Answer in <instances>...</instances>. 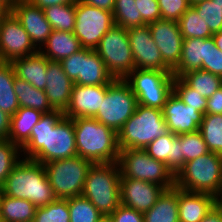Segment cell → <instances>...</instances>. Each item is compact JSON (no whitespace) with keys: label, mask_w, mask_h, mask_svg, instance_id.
<instances>
[{"label":"cell","mask_w":222,"mask_h":222,"mask_svg":"<svg viewBox=\"0 0 222 222\" xmlns=\"http://www.w3.org/2000/svg\"><path fill=\"white\" fill-rule=\"evenodd\" d=\"M21 152L24 159L42 164L77 156L73 119L64 117L60 110L44 113Z\"/></svg>","instance_id":"1"},{"label":"cell","mask_w":222,"mask_h":222,"mask_svg":"<svg viewBox=\"0 0 222 222\" xmlns=\"http://www.w3.org/2000/svg\"><path fill=\"white\" fill-rule=\"evenodd\" d=\"M2 190L4 195L29 200L37 208L57 199L43 164L31 159L21 158L8 175Z\"/></svg>","instance_id":"2"},{"label":"cell","mask_w":222,"mask_h":222,"mask_svg":"<svg viewBox=\"0 0 222 222\" xmlns=\"http://www.w3.org/2000/svg\"><path fill=\"white\" fill-rule=\"evenodd\" d=\"M77 155L97 163L118 161V133L95 118H73Z\"/></svg>","instance_id":"3"},{"label":"cell","mask_w":222,"mask_h":222,"mask_svg":"<svg viewBox=\"0 0 222 222\" xmlns=\"http://www.w3.org/2000/svg\"><path fill=\"white\" fill-rule=\"evenodd\" d=\"M120 178L117 162L92 164L87 172L82 196L105 218L120 205Z\"/></svg>","instance_id":"4"},{"label":"cell","mask_w":222,"mask_h":222,"mask_svg":"<svg viewBox=\"0 0 222 222\" xmlns=\"http://www.w3.org/2000/svg\"><path fill=\"white\" fill-rule=\"evenodd\" d=\"M222 186V155L208 152L186 162L175 175V187L216 196Z\"/></svg>","instance_id":"5"},{"label":"cell","mask_w":222,"mask_h":222,"mask_svg":"<svg viewBox=\"0 0 222 222\" xmlns=\"http://www.w3.org/2000/svg\"><path fill=\"white\" fill-rule=\"evenodd\" d=\"M168 132L162 110L137 104L134 114L118 132V145L120 150L145 149Z\"/></svg>","instance_id":"6"},{"label":"cell","mask_w":222,"mask_h":222,"mask_svg":"<svg viewBox=\"0 0 222 222\" xmlns=\"http://www.w3.org/2000/svg\"><path fill=\"white\" fill-rule=\"evenodd\" d=\"M92 162L80 156L43 164L49 184L57 199L81 196Z\"/></svg>","instance_id":"7"},{"label":"cell","mask_w":222,"mask_h":222,"mask_svg":"<svg viewBox=\"0 0 222 222\" xmlns=\"http://www.w3.org/2000/svg\"><path fill=\"white\" fill-rule=\"evenodd\" d=\"M121 176L152 182L166 190L175 187V175L165 163L153 159L145 149H123L117 161Z\"/></svg>","instance_id":"8"},{"label":"cell","mask_w":222,"mask_h":222,"mask_svg":"<svg viewBox=\"0 0 222 222\" xmlns=\"http://www.w3.org/2000/svg\"><path fill=\"white\" fill-rule=\"evenodd\" d=\"M174 77L172 72L134 69L124 80L138 104L162 110L173 92Z\"/></svg>","instance_id":"9"},{"label":"cell","mask_w":222,"mask_h":222,"mask_svg":"<svg viewBox=\"0 0 222 222\" xmlns=\"http://www.w3.org/2000/svg\"><path fill=\"white\" fill-rule=\"evenodd\" d=\"M137 98L124 79H114L107 85L104 101L94 117L117 133L134 114Z\"/></svg>","instance_id":"10"},{"label":"cell","mask_w":222,"mask_h":222,"mask_svg":"<svg viewBox=\"0 0 222 222\" xmlns=\"http://www.w3.org/2000/svg\"><path fill=\"white\" fill-rule=\"evenodd\" d=\"M95 51L114 79H125L135 69L127 29L121 26H112L101 38Z\"/></svg>","instance_id":"11"},{"label":"cell","mask_w":222,"mask_h":222,"mask_svg":"<svg viewBox=\"0 0 222 222\" xmlns=\"http://www.w3.org/2000/svg\"><path fill=\"white\" fill-rule=\"evenodd\" d=\"M60 63L65 74L77 85H108L114 80L93 49L83 48Z\"/></svg>","instance_id":"12"},{"label":"cell","mask_w":222,"mask_h":222,"mask_svg":"<svg viewBox=\"0 0 222 222\" xmlns=\"http://www.w3.org/2000/svg\"><path fill=\"white\" fill-rule=\"evenodd\" d=\"M114 25L111 11L76 1V22L73 33L83 48L95 50L101 38Z\"/></svg>","instance_id":"13"},{"label":"cell","mask_w":222,"mask_h":222,"mask_svg":"<svg viewBox=\"0 0 222 222\" xmlns=\"http://www.w3.org/2000/svg\"><path fill=\"white\" fill-rule=\"evenodd\" d=\"M37 52L29 34L12 12L0 21V61L11 62Z\"/></svg>","instance_id":"14"},{"label":"cell","mask_w":222,"mask_h":222,"mask_svg":"<svg viewBox=\"0 0 222 222\" xmlns=\"http://www.w3.org/2000/svg\"><path fill=\"white\" fill-rule=\"evenodd\" d=\"M127 33L135 62V69L172 72L164 63L148 25L128 28Z\"/></svg>","instance_id":"15"},{"label":"cell","mask_w":222,"mask_h":222,"mask_svg":"<svg viewBox=\"0 0 222 222\" xmlns=\"http://www.w3.org/2000/svg\"><path fill=\"white\" fill-rule=\"evenodd\" d=\"M148 26L164 63L173 71L179 64L183 43L178 22L160 19Z\"/></svg>","instance_id":"16"},{"label":"cell","mask_w":222,"mask_h":222,"mask_svg":"<svg viewBox=\"0 0 222 222\" xmlns=\"http://www.w3.org/2000/svg\"><path fill=\"white\" fill-rule=\"evenodd\" d=\"M165 190L164 187L152 182L121 176L120 204L144 214L157 202Z\"/></svg>","instance_id":"17"},{"label":"cell","mask_w":222,"mask_h":222,"mask_svg":"<svg viewBox=\"0 0 222 222\" xmlns=\"http://www.w3.org/2000/svg\"><path fill=\"white\" fill-rule=\"evenodd\" d=\"M162 114L168 131L175 135L198 131L204 116L203 113L186 105L174 92L167 98Z\"/></svg>","instance_id":"18"},{"label":"cell","mask_w":222,"mask_h":222,"mask_svg":"<svg viewBox=\"0 0 222 222\" xmlns=\"http://www.w3.org/2000/svg\"><path fill=\"white\" fill-rule=\"evenodd\" d=\"M107 85L73 84L71 100L64 112L66 118H94L104 101Z\"/></svg>","instance_id":"19"},{"label":"cell","mask_w":222,"mask_h":222,"mask_svg":"<svg viewBox=\"0 0 222 222\" xmlns=\"http://www.w3.org/2000/svg\"><path fill=\"white\" fill-rule=\"evenodd\" d=\"M12 13L20 21L35 47L39 50L52 32L51 24L45 18L43 9L28 0H20Z\"/></svg>","instance_id":"20"},{"label":"cell","mask_w":222,"mask_h":222,"mask_svg":"<svg viewBox=\"0 0 222 222\" xmlns=\"http://www.w3.org/2000/svg\"><path fill=\"white\" fill-rule=\"evenodd\" d=\"M46 80L45 94L51 107L64 113L70 104L74 83L65 74L60 62L49 60Z\"/></svg>","instance_id":"21"},{"label":"cell","mask_w":222,"mask_h":222,"mask_svg":"<svg viewBox=\"0 0 222 222\" xmlns=\"http://www.w3.org/2000/svg\"><path fill=\"white\" fill-rule=\"evenodd\" d=\"M145 150L153 159L165 163L174 175H176L183 166V155L180 150V135L168 132L152 141Z\"/></svg>","instance_id":"22"},{"label":"cell","mask_w":222,"mask_h":222,"mask_svg":"<svg viewBox=\"0 0 222 222\" xmlns=\"http://www.w3.org/2000/svg\"><path fill=\"white\" fill-rule=\"evenodd\" d=\"M215 205V196L178 188L179 222H201Z\"/></svg>","instance_id":"23"},{"label":"cell","mask_w":222,"mask_h":222,"mask_svg":"<svg viewBox=\"0 0 222 222\" xmlns=\"http://www.w3.org/2000/svg\"><path fill=\"white\" fill-rule=\"evenodd\" d=\"M15 75L37 89L45 90L48 59L39 51L11 61Z\"/></svg>","instance_id":"24"},{"label":"cell","mask_w":222,"mask_h":222,"mask_svg":"<svg viewBox=\"0 0 222 222\" xmlns=\"http://www.w3.org/2000/svg\"><path fill=\"white\" fill-rule=\"evenodd\" d=\"M38 51L49 61L61 62L63 59L77 53L83 47L73 32L52 30L46 42Z\"/></svg>","instance_id":"25"},{"label":"cell","mask_w":222,"mask_h":222,"mask_svg":"<svg viewBox=\"0 0 222 222\" xmlns=\"http://www.w3.org/2000/svg\"><path fill=\"white\" fill-rule=\"evenodd\" d=\"M207 38L183 39L182 52L178 66L172 71L175 77L191 70L206 67Z\"/></svg>","instance_id":"26"},{"label":"cell","mask_w":222,"mask_h":222,"mask_svg":"<svg viewBox=\"0 0 222 222\" xmlns=\"http://www.w3.org/2000/svg\"><path fill=\"white\" fill-rule=\"evenodd\" d=\"M43 114L42 111L33 108L20 107L11 116L8 140L21 148L30 139L33 127L40 121Z\"/></svg>","instance_id":"27"},{"label":"cell","mask_w":222,"mask_h":222,"mask_svg":"<svg viewBox=\"0 0 222 222\" xmlns=\"http://www.w3.org/2000/svg\"><path fill=\"white\" fill-rule=\"evenodd\" d=\"M144 222H179L178 187L165 190L144 213Z\"/></svg>","instance_id":"28"},{"label":"cell","mask_w":222,"mask_h":222,"mask_svg":"<svg viewBox=\"0 0 222 222\" xmlns=\"http://www.w3.org/2000/svg\"><path fill=\"white\" fill-rule=\"evenodd\" d=\"M14 92L17 95L19 107L33 108L43 113L53 112L45 90L37 89L27 81L15 76Z\"/></svg>","instance_id":"29"},{"label":"cell","mask_w":222,"mask_h":222,"mask_svg":"<svg viewBox=\"0 0 222 222\" xmlns=\"http://www.w3.org/2000/svg\"><path fill=\"white\" fill-rule=\"evenodd\" d=\"M37 207L29 200L2 196L0 205L1 222H33Z\"/></svg>","instance_id":"30"},{"label":"cell","mask_w":222,"mask_h":222,"mask_svg":"<svg viewBox=\"0 0 222 222\" xmlns=\"http://www.w3.org/2000/svg\"><path fill=\"white\" fill-rule=\"evenodd\" d=\"M15 76L11 62L0 61V110L11 116L20 108L14 92Z\"/></svg>","instance_id":"31"},{"label":"cell","mask_w":222,"mask_h":222,"mask_svg":"<svg viewBox=\"0 0 222 222\" xmlns=\"http://www.w3.org/2000/svg\"><path fill=\"white\" fill-rule=\"evenodd\" d=\"M43 11L45 18L51 24L52 30L74 32L76 22V2L45 7Z\"/></svg>","instance_id":"32"},{"label":"cell","mask_w":222,"mask_h":222,"mask_svg":"<svg viewBox=\"0 0 222 222\" xmlns=\"http://www.w3.org/2000/svg\"><path fill=\"white\" fill-rule=\"evenodd\" d=\"M180 78L205 98H209L222 87L221 77L201 69L183 73Z\"/></svg>","instance_id":"33"},{"label":"cell","mask_w":222,"mask_h":222,"mask_svg":"<svg viewBox=\"0 0 222 222\" xmlns=\"http://www.w3.org/2000/svg\"><path fill=\"white\" fill-rule=\"evenodd\" d=\"M199 131L208 150L222 155V114H205Z\"/></svg>","instance_id":"34"},{"label":"cell","mask_w":222,"mask_h":222,"mask_svg":"<svg viewBox=\"0 0 222 222\" xmlns=\"http://www.w3.org/2000/svg\"><path fill=\"white\" fill-rule=\"evenodd\" d=\"M135 0H115L112 10L114 23L124 29L147 25L141 17Z\"/></svg>","instance_id":"35"},{"label":"cell","mask_w":222,"mask_h":222,"mask_svg":"<svg viewBox=\"0 0 222 222\" xmlns=\"http://www.w3.org/2000/svg\"><path fill=\"white\" fill-rule=\"evenodd\" d=\"M183 39L210 38L212 33L207 24L198 13L190 6L177 21Z\"/></svg>","instance_id":"36"},{"label":"cell","mask_w":222,"mask_h":222,"mask_svg":"<svg viewBox=\"0 0 222 222\" xmlns=\"http://www.w3.org/2000/svg\"><path fill=\"white\" fill-rule=\"evenodd\" d=\"M70 222H101L105 217L85 197L68 198Z\"/></svg>","instance_id":"37"},{"label":"cell","mask_w":222,"mask_h":222,"mask_svg":"<svg viewBox=\"0 0 222 222\" xmlns=\"http://www.w3.org/2000/svg\"><path fill=\"white\" fill-rule=\"evenodd\" d=\"M33 222H70L68 199H56L44 207H38Z\"/></svg>","instance_id":"38"},{"label":"cell","mask_w":222,"mask_h":222,"mask_svg":"<svg viewBox=\"0 0 222 222\" xmlns=\"http://www.w3.org/2000/svg\"><path fill=\"white\" fill-rule=\"evenodd\" d=\"M21 148L8 139L0 140V187H2L14 166L23 157Z\"/></svg>","instance_id":"39"},{"label":"cell","mask_w":222,"mask_h":222,"mask_svg":"<svg viewBox=\"0 0 222 222\" xmlns=\"http://www.w3.org/2000/svg\"><path fill=\"white\" fill-rule=\"evenodd\" d=\"M180 150L183 155V165L209 152L201 132L180 134Z\"/></svg>","instance_id":"40"},{"label":"cell","mask_w":222,"mask_h":222,"mask_svg":"<svg viewBox=\"0 0 222 222\" xmlns=\"http://www.w3.org/2000/svg\"><path fill=\"white\" fill-rule=\"evenodd\" d=\"M191 7L202 17L212 34L222 30V8L216 2L203 0Z\"/></svg>","instance_id":"41"},{"label":"cell","mask_w":222,"mask_h":222,"mask_svg":"<svg viewBox=\"0 0 222 222\" xmlns=\"http://www.w3.org/2000/svg\"><path fill=\"white\" fill-rule=\"evenodd\" d=\"M173 92L186 105L205 115L207 98L198 94L196 90L189 87L180 77H174Z\"/></svg>","instance_id":"42"},{"label":"cell","mask_w":222,"mask_h":222,"mask_svg":"<svg viewBox=\"0 0 222 222\" xmlns=\"http://www.w3.org/2000/svg\"><path fill=\"white\" fill-rule=\"evenodd\" d=\"M161 19L178 21L191 6L189 0H158Z\"/></svg>","instance_id":"43"},{"label":"cell","mask_w":222,"mask_h":222,"mask_svg":"<svg viewBox=\"0 0 222 222\" xmlns=\"http://www.w3.org/2000/svg\"><path fill=\"white\" fill-rule=\"evenodd\" d=\"M202 70L222 78V51L216 47L212 37L207 38L206 67Z\"/></svg>","instance_id":"44"},{"label":"cell","mask_w":222,"mask_h":222,"mask_svg":"<svg viewBox=\"0 0 222 222\" xmlns=\"http://www.w3.org/2000/svg\"><path fill=\"white\" fill-rule=\"evenodd\" d=\"M142 20L148 25L161 19L158 0H135Z\"/></svg>","instance_id":"45"},{"label":"cell","mask_w":222,"mask_h":222,"mask_svg":"<svg viewBox=\"0 0 222 222\" xmlns=\"http://www.w3.org/2000/svg\"><path fill=\"white\" fill-rule=\"evenodd\" d=\"M107 219L110 222H144V214L120 204Z\"/></svg>","instance_id":"46"},{"label":"cell","mask_w":222,"mask_h":222,"mask_svg":"<svg viewBox=\"0 0 222 222\" xmlns=\"http://www.w3.org/2000/svg\"><path fill=\"white\" fill-rule=\"evenodd\" d=\"M205 114H222V87L207 98Z\"/></svg>","instance_id":"47"},{"label":"cell","mask_w":222,"mask_h":222,"mask_svg":"<svg viewBox=\"0 0 222 222\" xmlns=\"http://www.w3.org/2000/svg\"><path fill=\"white\" fill-rule=\"evenodd\" d=\"M11 127V115L0 110V139H8Z\"/></svg>","instance_id":"48"},{"label":"cell","mask_w":222,"mask_h":222,"mask_svg":"<svg viewBox=\"0 0 222 222\" xmlns=\"http://www.w3.org/2000/svg\"><path fill=\"white\" fill-rule=\"evenodd\" d=\"M34 6L44 9L45 7H50L53 5H64L76 2L77 0H28Z\"/></svg>","instance_id":"49"},{"label":"cell","mask_w":222,"mask_h":222,"mask_svg":"<svg viewBox=\"0 0 222 222\" xmlns=\"http://www.w3.org/2000/svg\"><path fill=\"white\" fill-rule=\"evenodd\" d=\"M78 1L83 2L87 5L105 9L111 12L114 8V2H115V0H78Z\"/></svg>","instance_id":"50"},{"label":"cell","mask_w":222,"mask_h":222,"mask_svg":"<svg viewBox=\"0 0 222 222\" xmlns=\"http://www.w3.org/2000/svg\"><path fill=\"white\" fill-rule=\"evenodd\" d=\"M201 222H222V212L214 205Z\"/></svg>","instance_id":"51"},{"label":"cell","mask_w":222,"mask_h":222,"mask_svg":"<svg viewBox=\"0 0 222 222\" xmlns=\"http://www.w3.org/2000/svg\"><path fill=\"white\" fill-rule=\"evenodd\" d=\"M12 12V8L3 0H0V21Z\"/></svg>","instance_id":"52"},{"label":"cell","mask_w":222,"mask_h":222,"mask_svg":"<svg viewBox=\"0 0 222 222\" xmlns=\"http://www.w3.org/2000/svg\"><path fill=\"white\" fill-rule=\"evenodd\" d=\"M212 38H213V40L215 42L216 47L220 51H222V30L217 32V33H215V34H213Z\"/></svg>","instance_id":"53"},{"label":"cell","mask_w":222,"mask_h":222,"mask_svg":"<svg viewBox=\"0 0 222 222\" xmlns=\"http://www.w3.org/2000/svg\"><path fill=\"white\" fill-rule=\"evenodd\" d=\"M215 205L221 210L222 212V186L219 189V192L215 196Z\"/></svg>","instance_id":"54"},{"label":"cell","mask_w":222,"mask_h":222,"mask_svg":"<svg viewBox=\"0 0 222 222\" xmlns=\"http://www.w3.org/2000/svg\"><path fill=\"white\" fill-rule=\"evenodd\" d=\"M6 2L11 8H13L20 0H3Z\"/></svg>","instance_id":"55"},{"label":"cell","mask_w":222,"mask_h":222,"mask_svg":"<svg viewBox=\"0 0 222 222\" xmlns=\"http://www.w3.org/2000/svg\"><path fill=\"white\" fill-rule=\"evenodd\" d=\"M199 1H203V0H189V4L192 6L193 4H196Z\"/></svg>","instance_id":"56"},{"label":"cell","mask_w":222,"mask_h":222,"mask_svg":"<svg viewBox=\"0 0 222 222\" xmlns=\"http://www.w3.org/2000/svg\"><path fill=\"white\" fill-rule=\"evenodd\" d=\"M213 1L216 2L222 8V0H213Z\"/></svg>","instance_id":"57"},{"label":"cell","mask_w":222,"mask_h":222,"mask_svg":"<svg viewBox=\"0 0 222 222\" xmlns=\"http://www.w3.org/2000/svg\"><path fill=\"white\" fill-rule=\"evenodd\" d=\"M3 196V190H2V187H0V205H1V198Z\"/></svg>","instance_id":"58"},{"label":"cell","mask_w":222,"mask_h":222,"mask_svg":"<svg viewBox=\"0 0 222 222\" xmlns=\"http://www.w3.org/2000/svg\"><path fill=\"white\" fill-rule=\"evenodd\" d=\"M101 222H110L107 218H105L104 220H102Z\"/></svg>","instance_id":"59"}]
</instances>
